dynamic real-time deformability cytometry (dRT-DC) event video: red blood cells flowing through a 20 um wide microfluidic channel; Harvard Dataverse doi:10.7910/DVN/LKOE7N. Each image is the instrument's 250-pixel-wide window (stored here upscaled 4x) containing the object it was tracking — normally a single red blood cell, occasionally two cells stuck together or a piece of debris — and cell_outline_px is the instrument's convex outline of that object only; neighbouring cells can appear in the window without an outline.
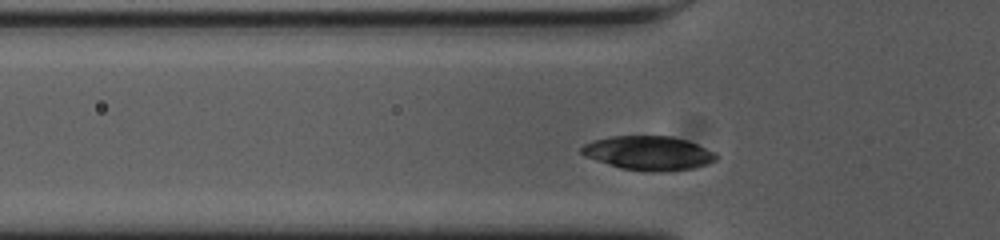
{"species": "common noctule bat (a hibernating species)", "species_latin": "Nyctalus noctula", "temperature_condition": "cold", "stored_images_in_passage": 34, "camera_frame_rate_fps": 3000, "um_per_image_px": 0.085, "animal": {"sex": "female", "body_mass_g": 23.0, "forearm_length_mm": 53.4}, "frame": {"image": 1, "passage_image": 5, "time_ms": 1.333, "image_size_px": [1000, 240], "cell_outline_px": [[720, 156], [716, 160], [708, 164], [692, 168], [660, 172], [644, 172], [620, 168], [584, 156], [580, 152], [580, 148], [584, 144], [592, 140], [612, 136], [672, 136], [696, 144], [716, 152]], "centroid_in_image_um": [55.12, 13.02], "position_along_channel_um": 70.7, "area_um2": 26.93}}
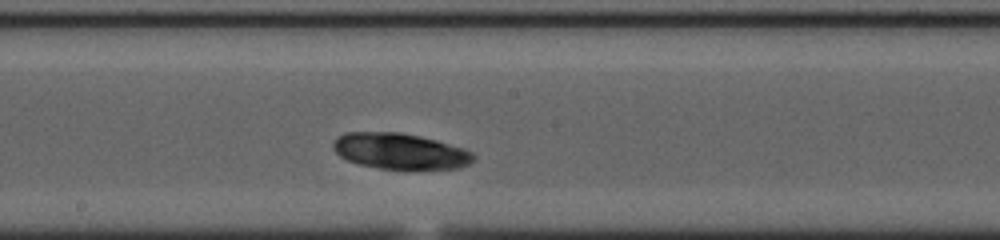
{"frame": {"image": 2, "passage_image": 17, "time_ms": 5.333, "image_size_px": [1000, 240], "cell_outline_px": [[476, 156], [468, 164], [460, 168], [416, 172], [404, 172], [380, 168], [360, 164], [348, 160], [340, 156], [332, 148], [332, 144], [336, 136], [344, 132], [400, 132], [420, 136], [436, 140], [472, 152]], "centroid_in_image_um": [34.0, 12.9], "position_along_channel_um": 214.2, "area_um2": 30.29}}
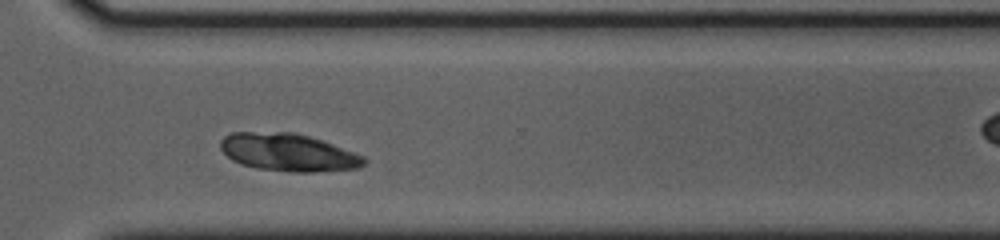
{"frame": {"image": 3, "passage_image": 28, "time_ms": 9.0, "image_size_px": [1000, 240], "cell_outline_px": [[368, 160], [360, 168], [316, 172], [292, 172], [260, 168], [244, 164], [232, 160], [220, 148], [220, 140], [224, 136], [232, 132], [292, 132], [308, 136], [332, 144], [364, 156]], "centroid_in_image_um": [24.51, 12.95], "position_along_channel_um": 346.1, "area_um2": 31.27}}